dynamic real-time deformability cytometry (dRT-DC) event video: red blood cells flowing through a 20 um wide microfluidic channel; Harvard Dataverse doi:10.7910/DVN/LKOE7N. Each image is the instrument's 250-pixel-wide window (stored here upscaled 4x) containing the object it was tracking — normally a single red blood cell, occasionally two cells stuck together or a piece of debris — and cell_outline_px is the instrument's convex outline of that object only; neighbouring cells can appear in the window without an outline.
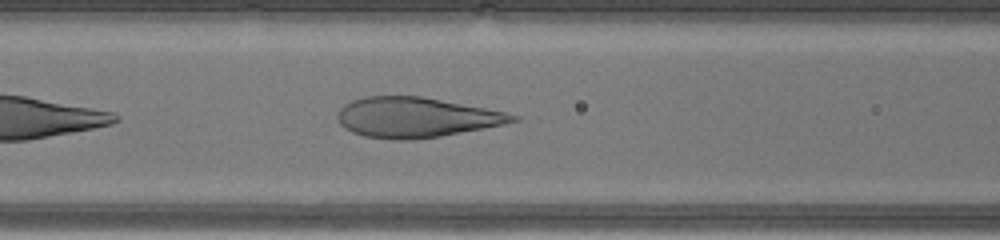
{"species": "human", "species_latin": "Homo sapiens", "temperature_condition": "warm", "stored_images_in_passage": 28, "camera_frame_rate_fps": 3000, "um_per_image_px": 0.085, "donor": {"sex": "male"}, "frame": {"image": 1, "passage_image": 6, "time_ms": 1.667, "image_size_px": [1000, 240], "cell_outline_px": [[520, 120], [504, 124], [440, 136], [412, 140], [392, 140], [364, 136], [352, 132], [344, 128], [340, 124], [336, 116], [340, 108], [344, 104], [352, 100], [364, 96], [420, 96], [484, 108], [504, 112], [520, 116]], "centroid_in_image_um": [35.3, 9.98], "position_along_channel_um": 131.3, "area_um2": 40.75}}
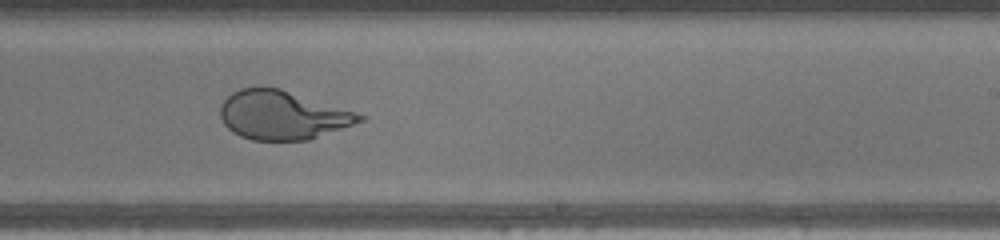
{"frame": {"image": 2, "passage_image": 15, "time_ms": 4.667, "image_size_px": [1000, 240], "cell_outline_px": [[368, 116], [364, 120], [308, 140], [252, 140], [240, 136], [232, 132], [224, 124], [220, 116], [220, 104], [232, 92], [240, 88], [260, 84], [280, 88], [356, 112]], "centroid_in_image_um": [23.96, 9.75], "position_along_channel_um": 265.0, "area_um2": 39.88}}
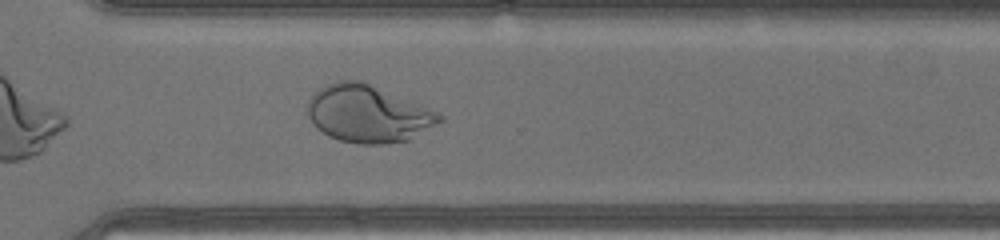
{"frame": {"image": 3, "passage_image": 20, "time_ms": 6.333, "image_size_px": [1000, 240], "cell_outline_px": [[444, 120], [408, 140], [384, 144], [360, 144], [340, 140], [328, 136], [316, 128], [308, 112], [308, 100], [324, 84], [336, 80], [364, 80], [436, 112], [444, 116]], "centroid_in_image_um": [31.26, 9.66], "position_along_channel_um": 339.3, "area_um2": 43.81}, "authors_computed_cell_mechanics": {"area_um2": 41.5293, "velocity_mm_per_s": 4.4759, "shape_relaxation_time_tau1_ms": 7.3974, "shape_relaxation_time_tau2_ms": null, "deformation_change_tau1": 0.3695, "deformation_change_tau2": null}}